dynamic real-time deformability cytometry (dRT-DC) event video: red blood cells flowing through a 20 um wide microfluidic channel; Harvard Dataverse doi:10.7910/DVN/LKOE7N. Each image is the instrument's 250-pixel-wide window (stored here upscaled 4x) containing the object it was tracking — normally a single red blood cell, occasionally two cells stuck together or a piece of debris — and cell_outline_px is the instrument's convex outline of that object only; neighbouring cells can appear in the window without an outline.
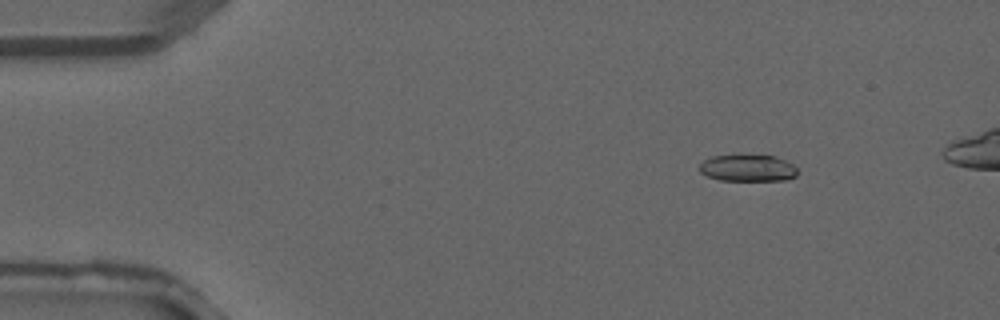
{"species": "common noctule bat (a hibernating species)", "species_latin": "Nyctalus noctula", "temperature_condition": "warm", "stored_images_in_passage": 4, "camera_frame_rate_fps": 3000, "um_per_image_px": 0.085, "animal": {"sex": "male", "forearm_length_mm": 52.5}, "frame": {"image": 1, "passage_image": 2, "time_ms": 0.333, "image_size_px": [1000, 320], "cell_outline_px": [[796, 176], [784, 180], [720, 180], [708, 176], [700, 172], [700, 164], [704, 160], [712, 156], [776, 156], [792, 164], [796, 168]], "centroid_in_image_um": [63.55, 14.29], "position_along_channel_um": 21.4, "area_um2": 14.91}}